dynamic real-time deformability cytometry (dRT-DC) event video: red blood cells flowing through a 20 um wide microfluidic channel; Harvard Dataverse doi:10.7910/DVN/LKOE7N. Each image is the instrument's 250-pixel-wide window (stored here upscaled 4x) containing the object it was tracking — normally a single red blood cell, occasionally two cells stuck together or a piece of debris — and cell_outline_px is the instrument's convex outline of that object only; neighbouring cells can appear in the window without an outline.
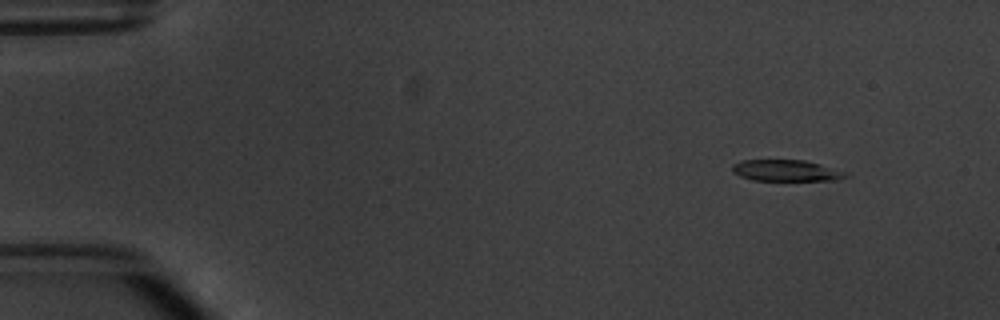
{"species": "common noctule bat (a hibernating species)", "species_latin": "Nyctalus noctula", "temperature_condition": "warm", "stored_images_in_passage": 6, "camera_frame_rate_fps": 3000, "um_per_image_px": 0.085, "animal": {"sex": "male", "body_mass_g": 20.1, "forearm_length_mm": 53.5}, "frame": {"image": 1, "passage_image": 2, "time_ms": 1.0, "image_size_px": [1000, 320], "cell_outline_px": [[848, 176], [836, 180], [752, 180], [740, 176], [732, 172], [732, 164], [740, 160], [804, 160], [820, 164], [844, 172]], "centroid_in_image_um": [66.75, 14.49], "position_along_channel_um": 18.2, "area_um2": 13.93}}
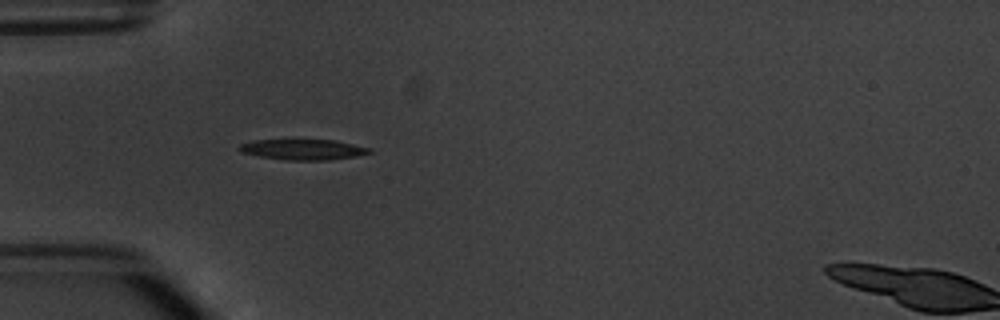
{"frame": {"image": 2, "passage_image": 5, "time_ms": 4.667, "image_size_px": [1000, 320], "cell_outline_px": [[372, 152], [356, 156], [328, 160], [284, 160], [260, 156], [240, 152], [236, 148], [240, 144], [252, 140], [336, 140], [372, 148]], "centroid_in_image_um": [25.75, 12.7], "position_along_channel_um": 59.2, "area_um2": 15.66}}